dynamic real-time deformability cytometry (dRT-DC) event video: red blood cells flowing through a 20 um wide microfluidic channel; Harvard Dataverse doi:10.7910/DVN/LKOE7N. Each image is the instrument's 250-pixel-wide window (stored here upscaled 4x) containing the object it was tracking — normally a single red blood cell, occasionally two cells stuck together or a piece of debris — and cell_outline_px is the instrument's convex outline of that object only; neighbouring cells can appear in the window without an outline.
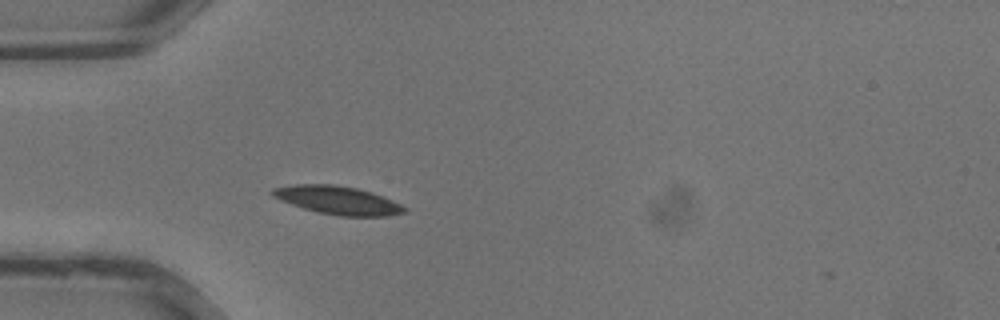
{"species": "common noctule bat (a hibernating species)", "species_latin": "Nyctalus noctula", "temperature_condition": "warm", "stored_images_in_passage": 20, "camera_frame_rate_fps": 3000, "um_per_image_px": 0.085, "animal": {"sex": "male", "body_mass_g": 13.3}, "frame": {"image": 1, "passage_image": 1, "time_ms": 0.0, "image_size_px": [1000, 320], "cell_outline_px": [[408, 208], [404, 212], [388, 216], [340, 216], [320, 212], [304, 208], [280, 200], [272, 196], [268, 192], [272, 188], [296, 184], [332, 184], [356, 188], [372, 192], [392, 200]], "centroid_in_image_um": [28.69, 17.01], "position_along_channel_um": 56.3, "area_um2": 21.62}}
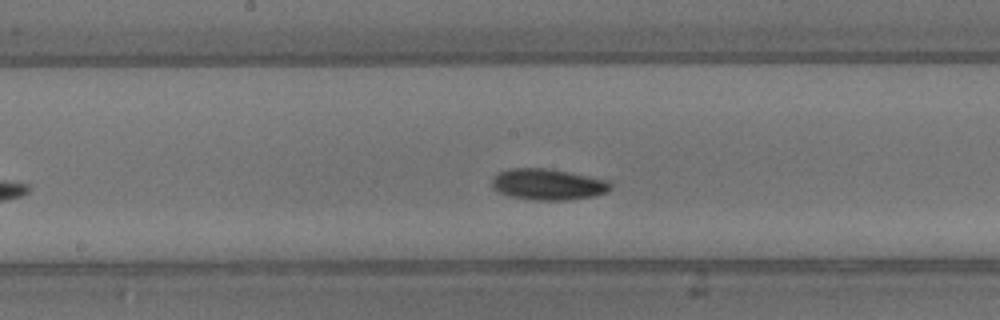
{"frame": {"image": 2, "passage_image": 9, "time_ms": 2.667, "image_size_px": [1000, 320], "cell_outline_px": [[612, 188], [608, 192], [592, 196], [568, 200], [532, 200], [512, 196], [500, 192], [492, 188], [492, 180], [496, 172], [508, 168], [548, 168], [612, 180]], "centroid_in_image_um": [46.61, 15.66], "position_along_channel_um": 201.6, "area_um2": 21.85}}
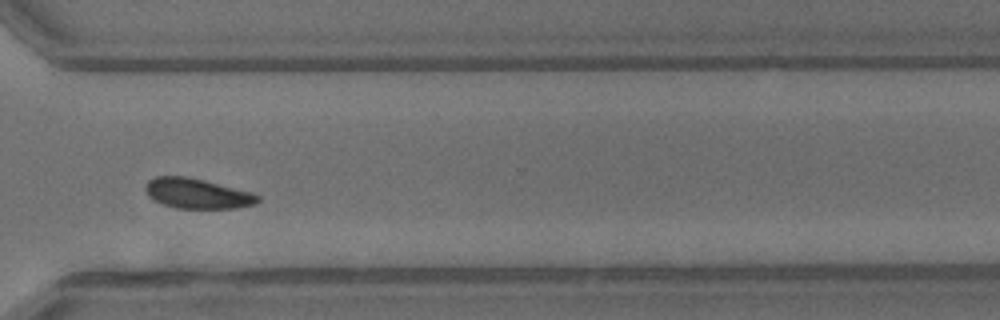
{"frame": {"image": 3, "passage_image": 17, "time_ms": 5.333, "image_size_px": [1000, 320], "cell_outline_px": [[260, 200], [256, 204], [236, 208], [176, 208], [164, 204], [148, 196], [144, 188], [144, 184], [148, 180], [156, 176], [188, 176], [252, 192], [260, 196]], "centroid_in_image_um": [16.76, 16.44], "position_along_channel_um": 353.8, "area_um2": 19.77}}